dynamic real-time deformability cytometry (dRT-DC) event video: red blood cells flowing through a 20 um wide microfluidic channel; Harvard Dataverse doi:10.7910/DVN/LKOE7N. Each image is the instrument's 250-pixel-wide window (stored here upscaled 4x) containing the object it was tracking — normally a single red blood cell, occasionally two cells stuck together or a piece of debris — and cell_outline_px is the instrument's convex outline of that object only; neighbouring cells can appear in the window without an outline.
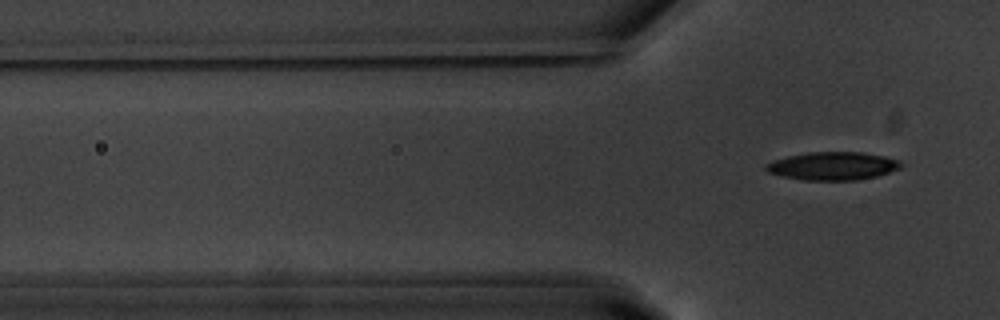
{"species": "common noctule bat (a hibernating species)", "species_latin": "Nyctalus noctula", "temperature_condition": "warm", "stored_images_in_passage": 22, "segment_of_instrument_passage": [2, 2], "camera_frame_rate_fps": 3000, "um_per_image_px": 0.085, "animal": {"sex": "male", "body_mass_g": 20.1, "forearm_length_mm": 53.5}, "frame": {"image": 1, "passage_image": 22, "time_ms": 7.0, "image_size_px": [1000, 320], "cell_outline_px": [[904, 164], [900, 168], [876, 176], [856, 180], [804, 180], [784, 176], [768, 172], [764, 168], [764, 164], [772, 160], [788, 156], [808, 152], [860, 152], [884, 156], [900, 160]], "centroid_in_image_um": [70.78, 14.1], "position_along_channel_um": 55.0, "area_um2": 22.08}}